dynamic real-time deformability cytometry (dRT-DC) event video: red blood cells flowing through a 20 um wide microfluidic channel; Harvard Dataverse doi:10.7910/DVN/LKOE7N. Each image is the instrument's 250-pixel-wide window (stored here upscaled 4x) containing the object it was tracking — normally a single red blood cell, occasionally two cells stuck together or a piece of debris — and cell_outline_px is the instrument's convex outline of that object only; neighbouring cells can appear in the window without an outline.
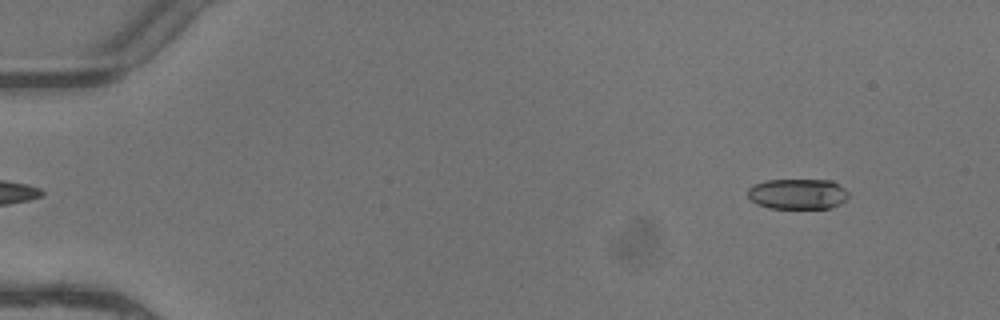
{"species": "common noctule bat (a hibernating species)", "species_latin": "Nyctalus noctula", "temperature_condition": "warm", "stored_images_in_passage": 5, "segment_of_instrument_passage": [2, 2], "camera_frame_rate_fps": 3000, "um_per_image_px": 0.085, "animal": {"sex": "female"}, "frame": {"image": 1, "passage_image": 5, "time_ms": 1.333, "image_size_px": [1000, 320], "cell_outline_px": [[848, 196], [840, 204], [828, 208], [768, 208], [756, 204], [748, 196], [748, 188], [752, 184], [764, 180], [832, 180], [844, 188], [848, 192]], "centroid_in_image_um": [67.77, 16.48], "position_along_channel_um": 17.2, "area_um2": 17.98}}